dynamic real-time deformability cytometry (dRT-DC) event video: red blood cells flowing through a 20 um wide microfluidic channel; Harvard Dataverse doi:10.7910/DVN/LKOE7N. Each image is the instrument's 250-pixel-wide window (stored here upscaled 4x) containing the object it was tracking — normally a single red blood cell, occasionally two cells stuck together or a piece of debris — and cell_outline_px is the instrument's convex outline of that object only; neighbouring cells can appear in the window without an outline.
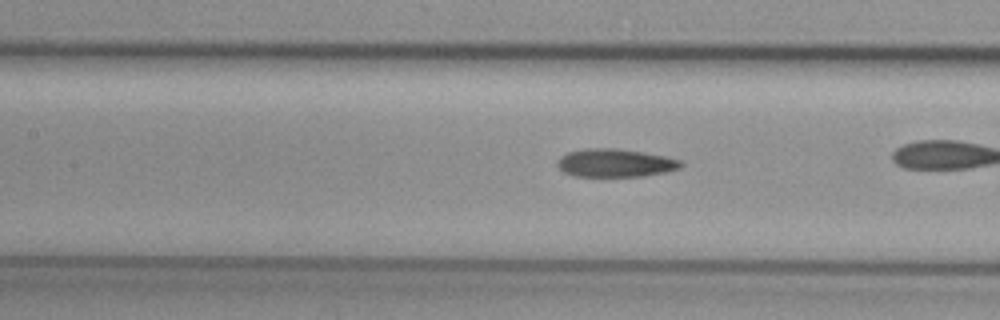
{"species": "common noctule bat (a hibernating species)", "species_latin": "Nyctalus noctula", "temperature_condition": "cold", "stored_images_in_passage": 43, "camera_frame_rate_fps": 3000, "um_per_image_px": 0.085, "animal": {"sex": "female", "body_mass_g": 29.2, "forearm_length_mm": 56.3}, "frame": {"image": 1, "passage_image": 25, "time_ms": 8.0, "image_size_px": [1000, 320], "cell_outline_px": [[684, 164], [680, 168], [664, 172], [644, 176], [572, 176], [564, 172], [556, 164], [556, 160], [560, 156], [568, 152], [584, 148], [616, 148], [664, 156], [680, 160]], "centroid_in_image_um": [52.25, 13.85], "position_along_channel_um": 155.2, "area_um2": 20.23}}